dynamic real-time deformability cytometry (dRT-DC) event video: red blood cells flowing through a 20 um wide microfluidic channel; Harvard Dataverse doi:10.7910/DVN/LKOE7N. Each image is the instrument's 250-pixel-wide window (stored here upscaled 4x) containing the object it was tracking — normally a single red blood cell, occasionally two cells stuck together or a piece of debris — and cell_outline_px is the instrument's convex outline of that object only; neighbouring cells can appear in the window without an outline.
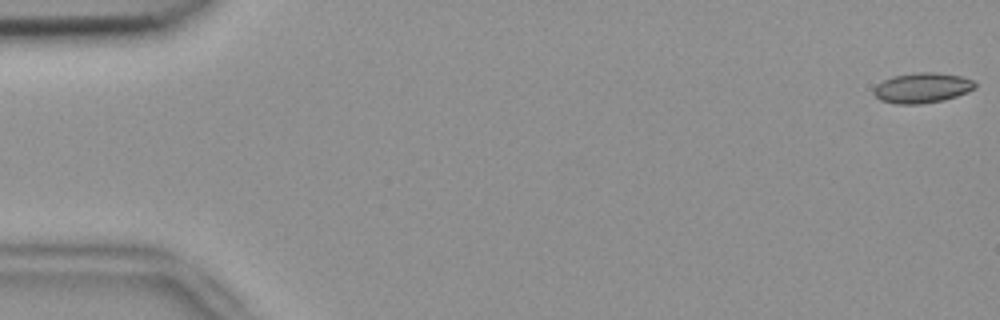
{"species": "common noctule bat (a hibernating species)", "species_latin": "Nyctalus noctula", "temperature_condition": "room temperature", "stored_images_in_passage": 16, "camera_frame_rate_fps": 3000, "um_per_image_px": 0.085, "animal": {"sex": "female", "body_mass_g": 18.4}, "frame": {"image": 1, "passage_image": 1, "time_ms": 0.0, "image_size_px": [1000, 320], "cell_outline_px": [[976, 88], [968, 92], [944, 100], [920, 104], [896, 104], [880, 100], [872, 92], [872, 88], [876, 84], [892, 76], [916, 72], [932, 72], [960, 76], [972, 80], [976, 84]], "centroid_in_image_um": [78.35, 7.47], "position_along_channel_um": 6.6, "area_um2": 17.92}}
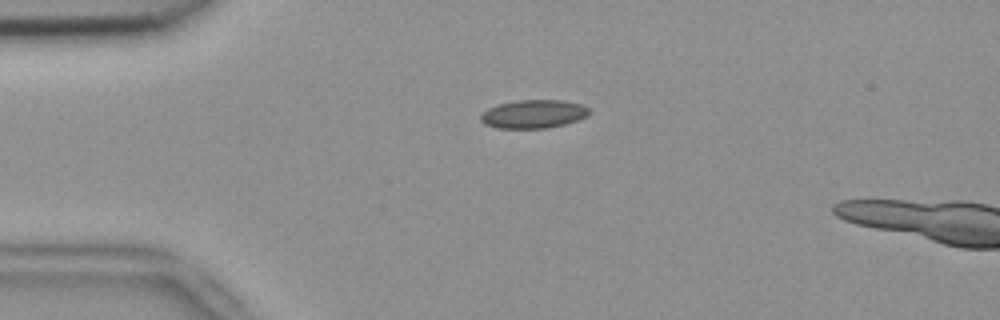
{"frame": {"image": 2, "passage_image": 13, "time_ms": 4.0, "image_size_px": [1000, 320], "cell_outline_px": [[588, 116], [580, 120], [548, 128], [496, 128], [484, 124], [480, 120], [480, 116], [488, 108], [496, 104], [516, 100], [560, 100], [580, 104], [588, 108]], "centroid_in_image_um": [45.32, 9.69], "position_along_channel_um": 39.7, "area_um2": 18.03}}